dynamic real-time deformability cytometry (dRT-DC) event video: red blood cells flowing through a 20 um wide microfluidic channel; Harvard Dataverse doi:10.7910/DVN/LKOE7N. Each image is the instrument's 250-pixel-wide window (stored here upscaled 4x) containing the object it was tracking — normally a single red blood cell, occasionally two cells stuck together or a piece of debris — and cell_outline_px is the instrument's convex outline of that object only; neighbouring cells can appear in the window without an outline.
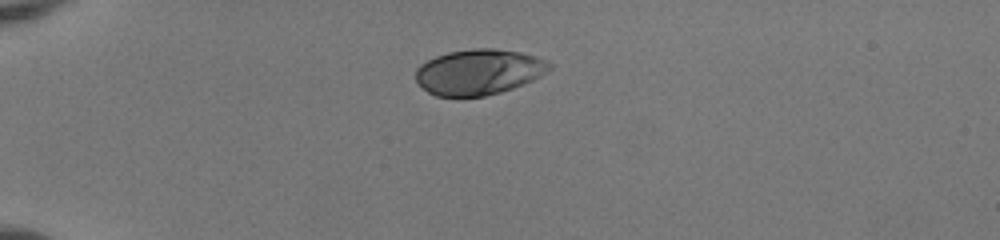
{"species": "human", "species_latin": "Homo sapiens", "temperature_condition": "room temperature", "stored_images_in_passage": 39, "camera_frame_rate_fps": 3000, "um_per_image_px": 0.085, "donor": {"sex": "female"}, "frame": {"image": 1, "passage_image": 1, "time_ms": 0.0, "image_size_px": [1000, 240], "cell_outline_px": [[552, 68], [540, 76], [524, 84], [500, 92], [484, 96], [436, 96], [428, 92], [416, 80], [416, 68], [420, 64], [436, 56], [448, 52], [476, 48], [496, 48], [520, 52], [536, 56], [548, 60], [552, 64]], "centroid_in_image_um": [40.72, 6.1], "position_along_channel_um": 44.3, "area_um2": 35.49}}
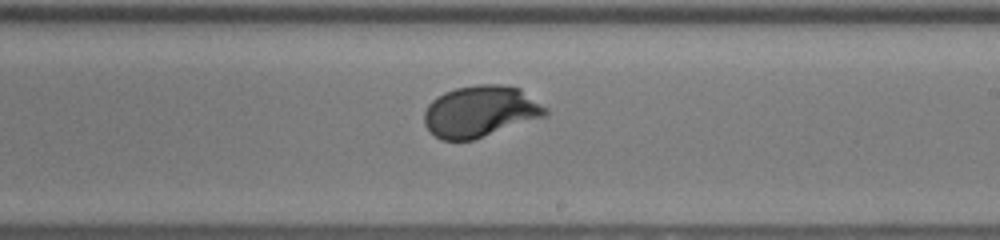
{"frame": {"image": 2, "passage_image": 20, "time_ms": 6.333, "image_size_px": [1000, 240], "cell_outline_px": [[548, 112], [544, 116], [472, 140], [440, 140], [424, 124], [424, 112], [428, 104], [436, 96], [444, 92], [456, 88], [476, 84], [500, 84], [520, 88], [548, 108]], "centroid_in_image_um": [40.81, 9.45], "position_along_channel_um": 248.2, "area_um2": 36.13}}
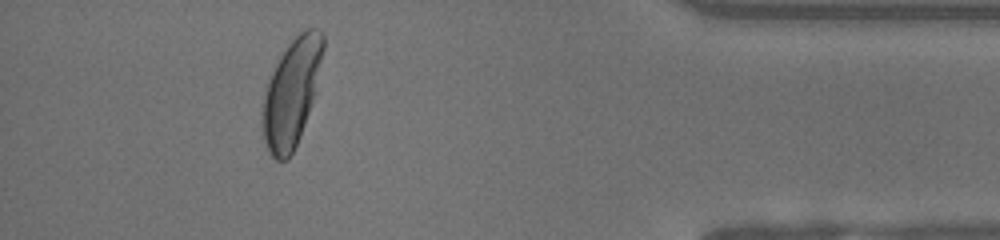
{"frame": {"image": 3, "passage_image": 35, "time_ms": 11.333, "image_size_px": [1000, 240], "cell_outline_px": [[324, 48], [316, 92], [300, 136], [288, 160], [276, 160], [268, 152], [264, 140], [264, 96], [268, 80], [280, 56], [288, 44], [300, 32], [308, 28], [316, 28], [324, 32]], "centroid_in_image_um": [24.82, 7.84], "position_along_channel_um": 410.4, "area_um2": 37.45}, "authors_computed_cell_mechanics": {"area_um2": 35.6626, "velocity_mm_per_s": 3.959, "shape_relaxation_time_tau1_ms": 2.2748, "shape_relaxation_time_tau2_ms": null, "deformation_change_tau1": 0.1664, "deformation_change_tau2": null}}